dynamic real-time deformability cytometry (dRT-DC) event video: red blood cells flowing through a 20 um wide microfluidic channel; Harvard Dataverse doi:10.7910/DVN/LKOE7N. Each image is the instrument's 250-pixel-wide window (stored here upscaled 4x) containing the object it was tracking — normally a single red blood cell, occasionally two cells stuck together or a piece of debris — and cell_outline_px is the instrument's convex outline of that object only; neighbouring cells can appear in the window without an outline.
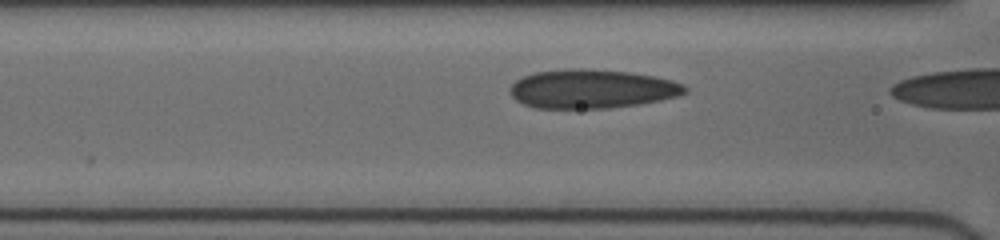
{"species": "human", "species_latin": "Homo sapiens", "temperature_condition": "cold", "stored_images_in_passage": 7, "camera_frame_rate_fps": 3000, "um_per_image_px": 0.085, "donor": {"sex": "female"}, "frame": {"image": 1, "passage_image": 6, "time_ms": 2.667, "image_size_px": [1000, 240], "cell_outline_px": [[688, 92], [680, 96], [660, 100], [636, 104], [608, 108], [536, 108], [524, 104], [516, 100], [508, 92], [508, 88], [516, 80], [524, 76], [536, 72], [568, 68], [588, 68], [632, 72], [672, 80], [684, 84], [688, 88]], "centroid_in_image_um": [50.31, 7.55], "position_along_channel_um": 116.3, "area_um2": 39.94}}